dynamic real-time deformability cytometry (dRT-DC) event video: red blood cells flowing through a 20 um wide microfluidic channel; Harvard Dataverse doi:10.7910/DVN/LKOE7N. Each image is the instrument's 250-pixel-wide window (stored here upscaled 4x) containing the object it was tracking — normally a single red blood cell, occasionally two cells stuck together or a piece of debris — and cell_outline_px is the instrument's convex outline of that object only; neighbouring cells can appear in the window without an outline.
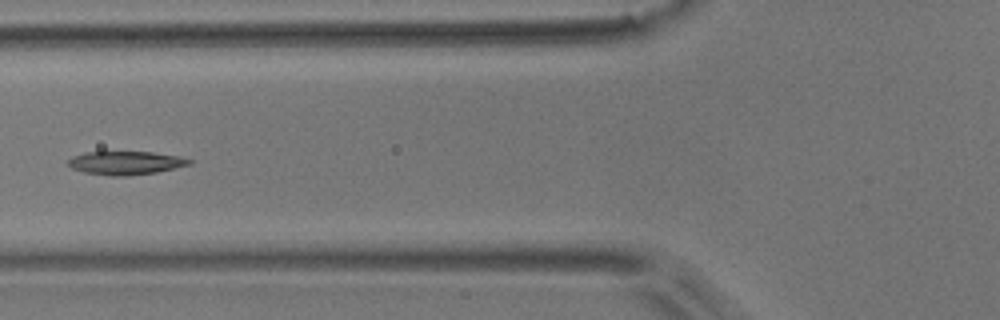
{"species": "common noctule bat (a hibernating species)", "species_latin": "Nyctalus noctula", "temperature_condition": "room temperature", "stored_images_in_passage": 7, "camera_frame_rate_fps": 3000, "um_per_image_px": 0.085, "animal": {"sex": "male", "body_mass_g": 17.9}, "frame": {"image": 1, "passage_image": 6, "time_ms": 1.667, "image_size_px": [1000, 320], "cell_outline_px": [[192, 164], [156, 172], [124, 176], [112, 176], [84, 172], [72, 168], [64, 164], [72, 156], [84, 152], [152, 152], [180, 156], [192, 160]], "centroid_in_image_um": [10.65, 13.84], "position_along_channel_um": 115.2, "area_um2": 16.59}}
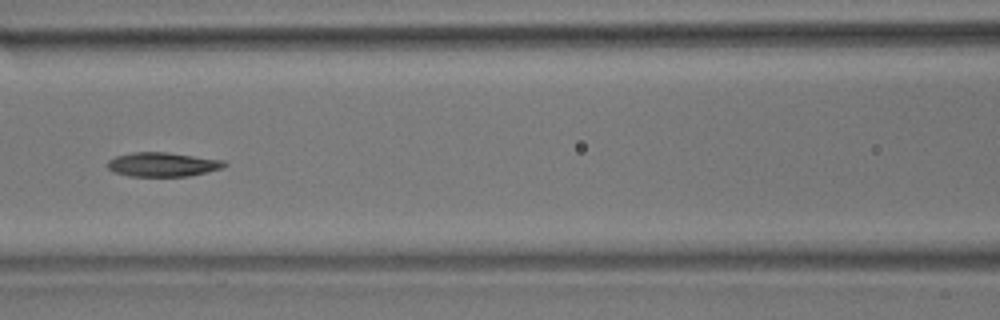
{"frame": {"image": 2, "passage_image": 7, "time_ms": 2.0, "image_size_px": [1000, 320], "cell_outline_px": [[228, 164], [220, 168], [188, 176], [128, 176], [112, 172], [108, 168], [108, 160], [116, 156], [132, 152], [168, 152], [224, 160]], "centroid_in_image_um": [13.78, 13.97], "position_along_channel_um": 152.8, "area_um2": 16.42}}